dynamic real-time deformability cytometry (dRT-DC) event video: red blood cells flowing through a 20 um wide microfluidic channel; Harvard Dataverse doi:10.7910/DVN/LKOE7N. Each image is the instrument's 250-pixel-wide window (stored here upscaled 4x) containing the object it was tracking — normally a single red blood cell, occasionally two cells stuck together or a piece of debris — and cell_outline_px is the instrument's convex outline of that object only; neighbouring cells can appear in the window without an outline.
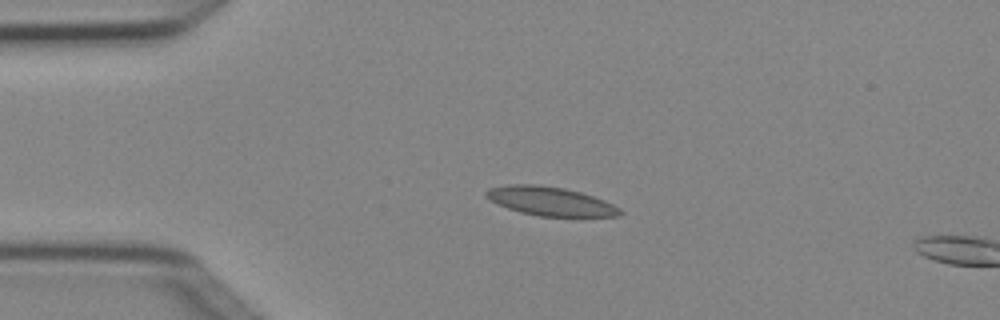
{"species": "Egyptian fruit bat (a non-hibernating species)", "species_latin": "Rousettus aegyptiacus", "temperature_condition": "cold", "stored_images_in_passage": 3, "camera_frame_rate_fps": 3000, "um_per_image_px": 0.085, "animal": {"sex": "female"}, "frame": {"image": 1, "passage_image": 2, "time_ms": 0.333, "image_size_px": [1000, 320], "cell_outline_px": [[624, 212], [620, 216], [540, 216], [520, 212], [508, 208], [488, 200], [484, 196], [484, 192], [488, 188], [508, 184], [532, 184], [564, 188], [580, 192], [604, 200], [620, 208]], "centroid_in_image_um": [46.74, 17.1], "position_along_channel_um": 38.3, "area_um2": 22.48}}